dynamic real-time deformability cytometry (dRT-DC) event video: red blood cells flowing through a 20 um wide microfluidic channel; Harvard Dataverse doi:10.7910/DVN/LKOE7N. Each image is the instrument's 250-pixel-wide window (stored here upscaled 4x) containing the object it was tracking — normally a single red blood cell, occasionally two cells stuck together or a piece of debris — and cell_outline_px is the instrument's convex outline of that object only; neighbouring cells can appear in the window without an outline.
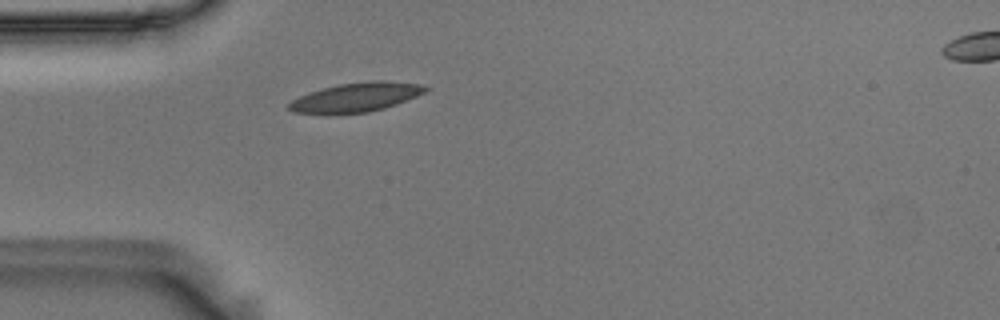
{"species": "Egyptian fruit bat (a non-hibernating species)", "species_latin": "Rousettus aegyptiacus", "temperature_condition": "room temperature", "stored_images_in_passage": 42, "camera_frame_rate_fps": 3000, "um_per_image_px": 0.085, "animal": {"sex": "male"}, "frame": {"image": 1, "passage_image": 2, "time_ms": 0.333, "image_size_px": [1000, 320], "cell_outline_px": [[432, 88], [416, 96], [396, 104], [384, 108], [368, 112], [292, 112], [288, 108], [288, 104], [292, 100], [308, 92], [340, 84], [368, 80], [384, 80], [420, 84]], "centroid_in_image_um": [30.32, 8.23], "position_along_channel_um": 54.7, "area_um2": 22.66}}
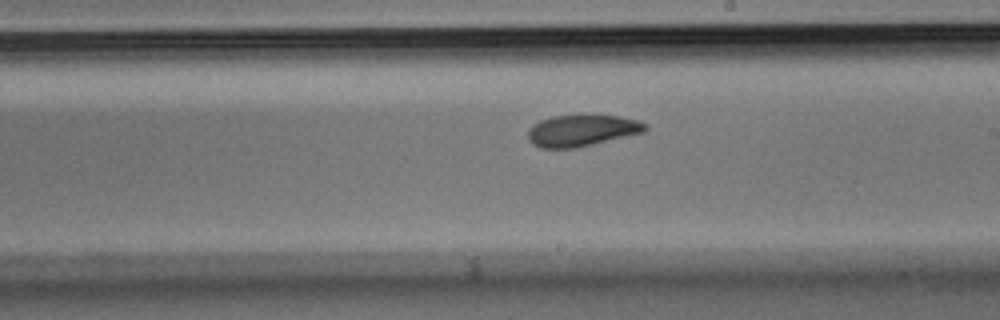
{"frame": {"image": 2, "passage_image": 18, "time_ms": 5.667, "image_size_px": [1000, 320], "cell_outline_px": [[648, 128], [644, 132], [576, 148], [544, 148], [532, 144], [528, 140], [528, 128], [532, 124], [540, 120], [552, 116], [580, 112], [592, 112], [620, 116], [636, 120], [648, 124]], "centroid_in_image_um": [49.45, 11.03], "position_along_channel_um": 239.5, "area_um2": 22.54}}
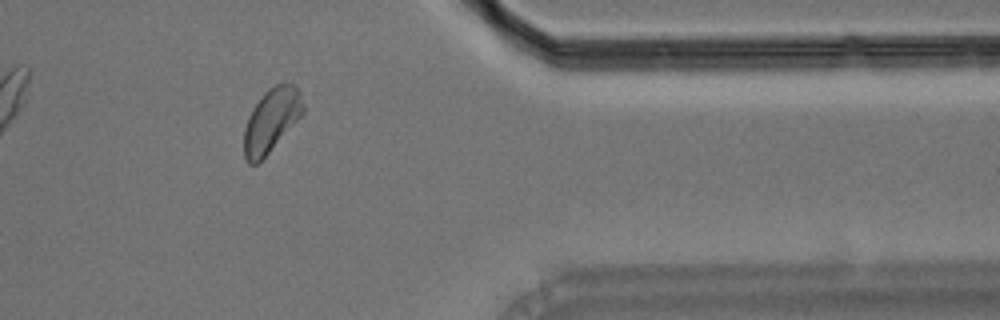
{"frame": {"image": 3, "passage_image": 32, "time_ms": 10.333, "image_size_px": [1000, 320], "cell_outline_px": [[304, 112], [268, 152], [256, 164], [248, 164], [244, 156], [244, 128], [248, 116], [252, 108], [264, 92], [268, 88], [276, 84], [292, 84], [300, 92], [304, 104]], "centroid_in_image_um": [23.04, 10.2], "position_along_channel_um": 388.4, "area_um2": 21.5}, "authors_computed_cell_mechanics": {"area_um2": 22.0796, "velocity_mm_per_s": 3.5796, "shape_relaxation_time_tau1_ms": 4.5764, "shape_relaxation_time_tau2_ms": 6.9619, "deformation_change_tau1": 0.1222, "deformation_change_tau2": 0.0688}}